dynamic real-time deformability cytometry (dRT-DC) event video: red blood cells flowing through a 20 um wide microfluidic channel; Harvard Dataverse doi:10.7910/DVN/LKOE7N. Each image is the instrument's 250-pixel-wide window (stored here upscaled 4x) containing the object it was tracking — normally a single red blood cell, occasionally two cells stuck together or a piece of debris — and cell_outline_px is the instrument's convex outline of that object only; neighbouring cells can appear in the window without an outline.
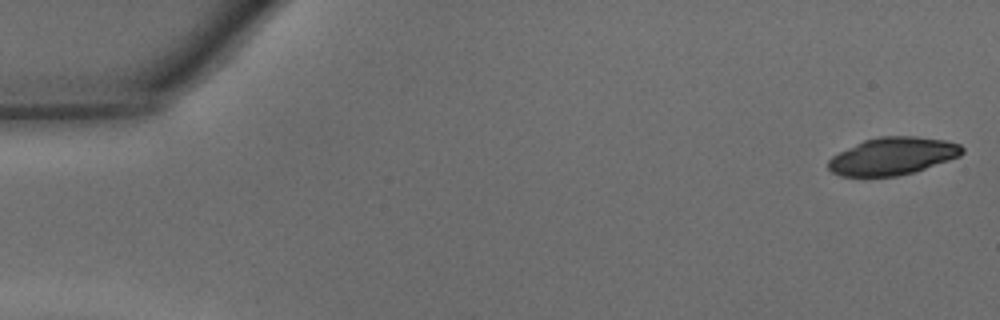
{"species": "common noctule bat (a hibernating species)", "species_latin": "Nyctalus noctula", "temperature_condition": "warm", "stored_images_in_passage": 14, "camera_frame_rate_fps": 3000, "um_per_image_px": 0.085, "animal": {"sex": "male", "body_mass_g": 15.6}, "frame": {"image": 1, "passage_image": 1, "time_ms": 0.0, "image_size_px": [1000, 320], "cell_outline_px": [[964, 152], [960, 156], [912, 172], [896, 176], [840, 176], [832, 172], [828, 168], [828, 160], [832, 156], [864, 140], [880, 136], [916, 136], [944, 140], [960, 144], [964, 148]], "centroid_in_image_um": [75.87, 13.26], "position_along_channel_um": 9.1, "area_um2": 28.96}}
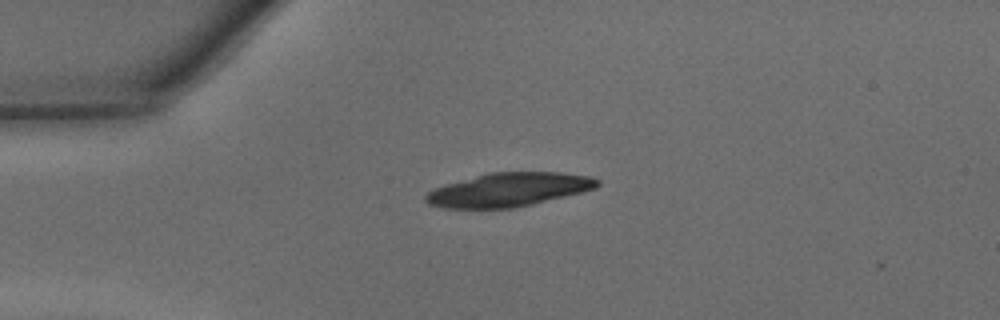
{"frame": {"image": 2, "passage_image": 11, "time_ms": 3.333, "image_size_px": [1000, 320], "cell_outline_px": [[600, 184], [596, 188], [532, 204], [512, 208], [444, 208], [428, 204], [424, 200], [424, 196], [432, 188], [492, 172], [560, 172], [592, 176], [600, 180]], "centroid_in_image_um": [43.24, 16.12], "position_along_channel_um": 41.8, "area_um2": 33.47}}